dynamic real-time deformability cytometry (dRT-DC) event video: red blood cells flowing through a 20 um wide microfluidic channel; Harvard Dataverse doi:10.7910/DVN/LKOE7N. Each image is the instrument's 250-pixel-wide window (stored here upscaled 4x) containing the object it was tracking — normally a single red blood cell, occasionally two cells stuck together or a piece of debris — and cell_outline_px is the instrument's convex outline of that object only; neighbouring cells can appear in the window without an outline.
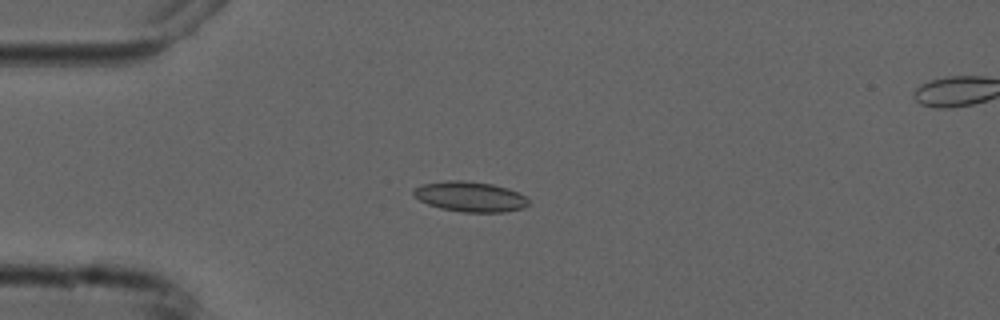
{"species": "common noctule bat (a hibernating species)", "species_latin": "Nyctalus noctula", "temperature_condition": "cold", "stored_images_in_passage": 5, "camera_frame_rate_fps": 3000, "um_per_image_px": 0.085, "animal": {"sex": "male", "forearm_length_mm": 52.5}, "frame": {"image": 1, "passage_image": 4, "time_ms": 3.333, "image_size_px": [1000, 320], "cell_outline_px": [[528, 204], [524, 208], [504, 212], [464, 212], [440, 208], [428, 204], [420, 200], [412, 192], [420, 184], [448, 180], [460, 180], [492, 184], [508, 188], [524, 196], [528, 200]], "centroid_in_image_um": [39.95, 16.71], "position_along_channel_um": 45.0, "area_um2": 20.06}}